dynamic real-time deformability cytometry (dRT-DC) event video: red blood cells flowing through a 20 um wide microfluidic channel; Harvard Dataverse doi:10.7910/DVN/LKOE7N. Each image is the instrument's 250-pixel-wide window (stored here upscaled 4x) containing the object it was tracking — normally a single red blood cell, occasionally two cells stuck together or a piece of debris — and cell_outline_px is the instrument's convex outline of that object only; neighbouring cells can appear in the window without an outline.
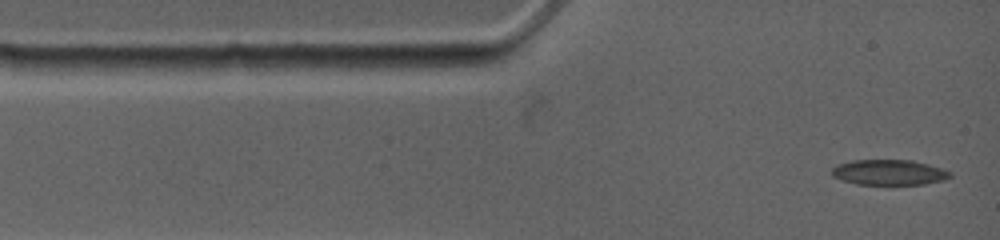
{"species": "common noctule bat (a hibernating species)", "species_latin": "Nyctalus noctula", "temperature_condition": "warm", "stored_images_in_passage": 14, "camera_frame_rate_fps": 4500, "um_per_image_px": 0.085, "animal": {"sex": "female", "body_mass_g": 19.0, "forearm_length_mm": 53.3}, "frame": {"image": 1, "passage_image": 1, "time_ms": 0.0, "image_size_px": [1000, 240], "cell_outline_px": [[952, 176], [944, 180], [924, 184], [856, 184], [840, 180], [832, 176], [832, 168], [836, 164], [852, 160], [912, 160], [928, 164], [952, 172]], "centroid_in_image_um": [75.54, 14.65], "position_along_channel_um": 9.5, "area_um2": 17.57}}
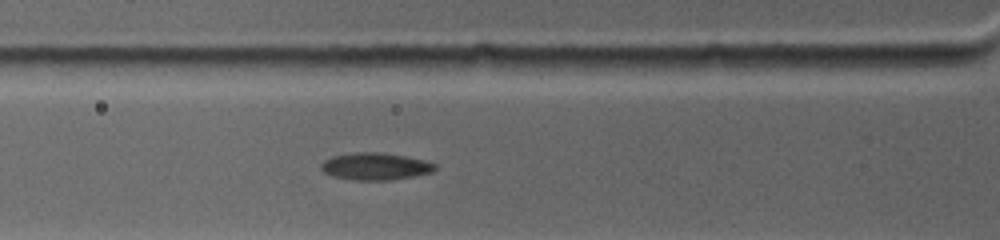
{"frame": {"image": 2, "passage_image": 7, "time_ms": 3.111, "image_size_px": [1000, 240], "cell_outline_px": [[436, 168], [432, 172], [412, 176], [388, 180], [352, 180], [332, 176], [324, 172], [320, 168], [320, 164], [324, 160], [332, 156], [356, 152], [380, 152], [404, 156], [424, 160], [436, 164]], "centroid_in_image_um": [31.86, 14.14], "position_along_channel_um": 93.9, "area_um2": 17.98}}
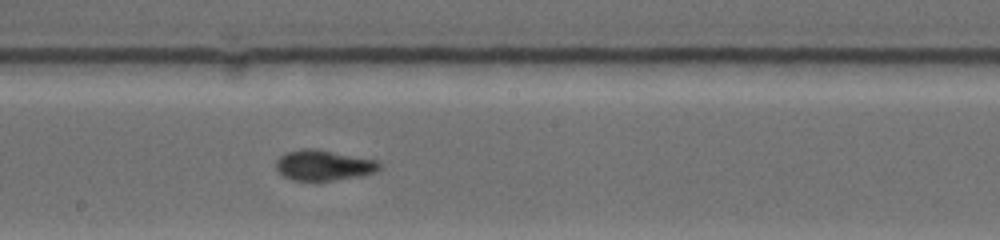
{"frame": {"image": 3, "passage_image": 14, "time_ms": 6.444, "image_size_px": [1000, 240], "cell_outline_px": [[380, 168], [372, 172], [360, 176], [332, 180], [292, 180], [280, 176], [276, 172], [276, 160], [280, 156], [288, 152], [300, 148], [316, 148], [380, 160]], "centroid_in_image_um": [27.47, 14.03], "position_along_channel_um": 220.7, "area_um2": 18.61}}